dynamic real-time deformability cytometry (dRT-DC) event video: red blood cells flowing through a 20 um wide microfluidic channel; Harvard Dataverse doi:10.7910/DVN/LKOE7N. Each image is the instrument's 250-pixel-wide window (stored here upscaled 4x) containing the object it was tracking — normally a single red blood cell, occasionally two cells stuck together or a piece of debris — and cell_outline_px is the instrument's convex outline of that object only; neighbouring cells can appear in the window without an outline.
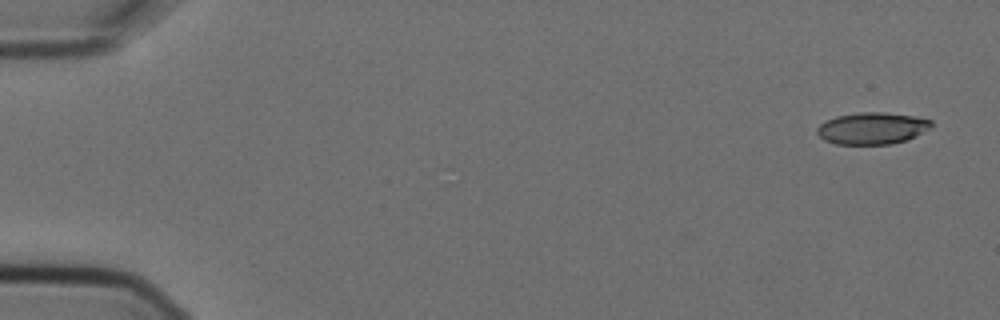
{"species": "Egyptian fruit bat (a non-hibernating species)", "species_latin": "Rousettus aegyptiacus", "temperature_condition": "cold", "stored_images_in_passage": 2, "camera_frame_rate_fps": 3000, "um_per_image_px": 0.085, "animal": {"sex": "female"}, "frame": {"image": 1, "passage_image": 1, "time_ms": 0.0, "image_size_px": [1000, 320], "cell_outline_px": [[932, 128], [904, 140], [892, 144], [836, 144], [824, 140], [816, 132], [816, 128], [820, 124], [836, 116], [860, 112], [884, 112], [912, 116], [932, 120]], "centroid_in_image_um": [74.12, 10.9], "position_along_channel_um": 10.9, "area_um2": 21.04}}